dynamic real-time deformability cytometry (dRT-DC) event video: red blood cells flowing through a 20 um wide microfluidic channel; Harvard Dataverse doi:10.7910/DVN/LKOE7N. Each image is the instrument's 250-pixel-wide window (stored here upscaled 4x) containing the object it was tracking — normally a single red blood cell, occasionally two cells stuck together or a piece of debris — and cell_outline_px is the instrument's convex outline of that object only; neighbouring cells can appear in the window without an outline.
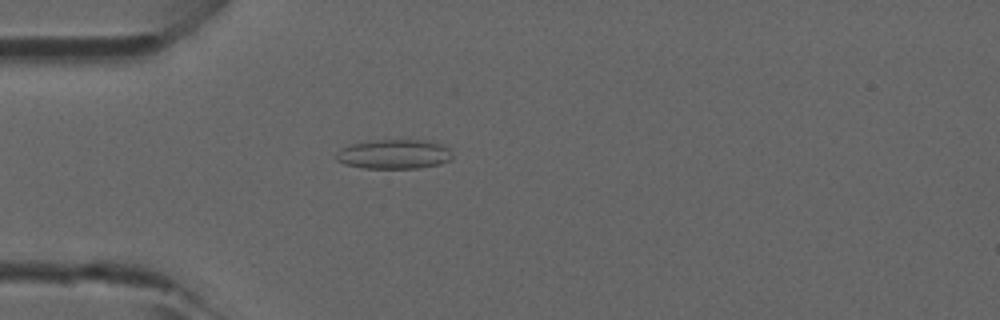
{"species": "common noctule bat (a hibernating species)", "species_latin": "Nyctalus noctula", "temperature_condition": "room temperature", "stored_images_in_passage": 42, "camera_frame_rate_fps": 3000, "um_per_image_px": 0.085, "animal": {"sex": "male", "forearm_length_mm": 52.5}, "frame": {"image": 1, "passage_image": 9, "time_ms": 2.667, "image_size_px": [1000, 320], "cell_outline_px": [[452, 160], [440, 164], [416, 168], [364, 168], [344, 164], [336, 160], [336, 156], [340, 148], [348, 144], [368, 140], [424, 140], [440, 144], [448, 148], [452, 156]], "centroid_in_image_um": [33.46, 13.1], "position_along_channel_um": 51.5, "area_um2": 20.06}}
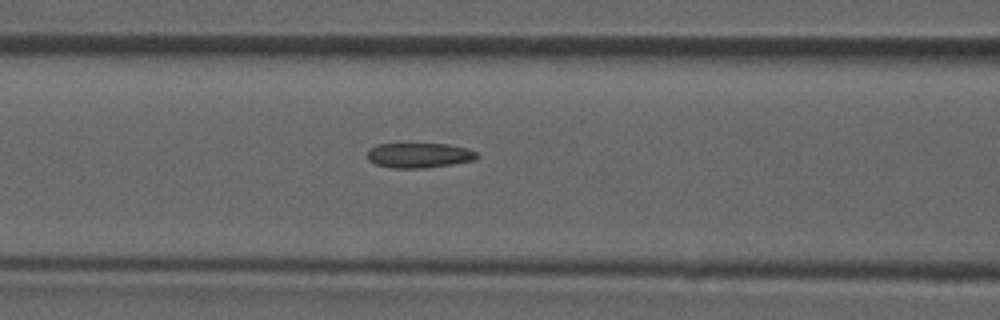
{"frame": {"image": 2, "passage_image": 15, "time_ms": 4.667, "image_size_px": [1000, 320], "cell_outline_px": [[480, 156], [472, 160], [424, 168], [392, 168], [376, 164], [368, 160], [368, 152], [376, 144], [448, 144], [468, 148], [476, 152]], "centroid_in_image_um": [35.62, 13.19], "position_along_channel_um": 131.0, "area_um2": 15.72}}
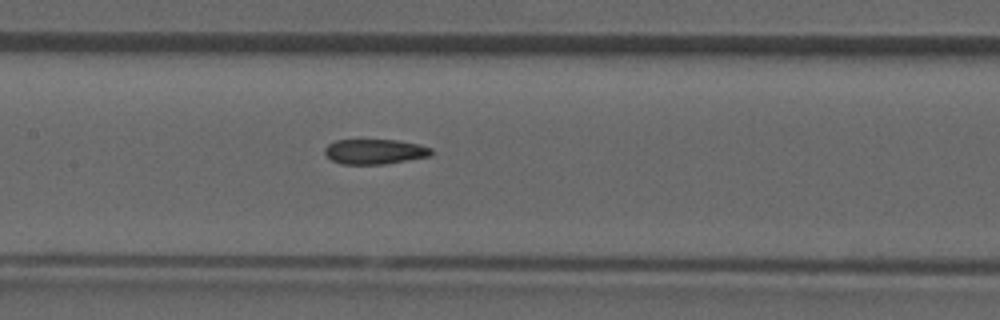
{"frame": {"image": 3, "passage_image": 18, "time_ms": 5.667, "image_size_px": [1000, 320], "cell_outline_px": [[432, 152], [428, 156], [384, 164], [340, 164], [332, 160], [324, 152], [324, 148], [328, 144], [336, 140], [400, 140], [420, 144], [432, 148]], "centroid_in_image_um": [31.84, 12.88], "position_along_channel_um": 175.6, "area_um2": 15.49}}